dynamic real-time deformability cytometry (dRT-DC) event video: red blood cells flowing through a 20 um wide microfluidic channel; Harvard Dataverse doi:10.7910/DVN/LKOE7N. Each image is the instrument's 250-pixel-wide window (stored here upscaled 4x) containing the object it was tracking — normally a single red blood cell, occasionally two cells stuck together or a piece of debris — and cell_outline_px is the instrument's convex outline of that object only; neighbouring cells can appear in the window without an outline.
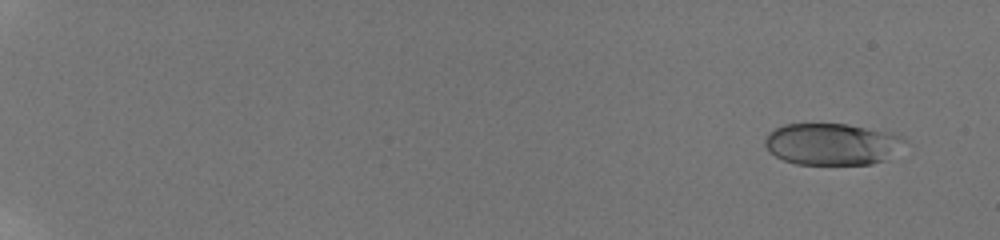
{"species": "human", "species_latin": "Homo sapiens", "temperature_condition": "room temperature", "stored_images_in_passage": 28, "camera_frame_rate_fps": 3000, "um_per_image_px": 0.085, "donor": {"sex": "male"}, "frame": {"image": 1, "passage_image": 3, "time_ms": 1.0, "image_size_px": [1000, 240], "cell_outline_px": [[904, 140], [884, 160], [872, 164], [796, 164], [784, 160], [768, 152], [764, 144], [764, 140], [768, 132], [784, 124], [848, 124], [888, 132], [900, 136]], "centroid_in_image_um": [70.6, 12.24], "position_along_channel_um": 14.4, "area_um2": 33.47}}
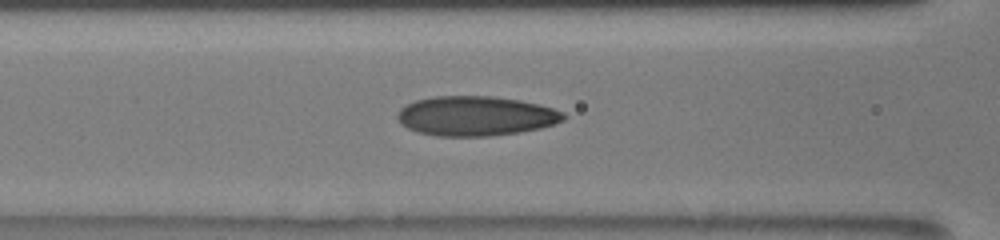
{"frame": {"image": 2, "passage_image": 22, "time_ms": 9.333, "image_size_px": [1000, 240], "cell_outline_px": [[568, 116], [564, 120], [556, 124], [540, 128], [520, 132], [488, 136], [436, 136], [416, 132], [400, 124], [396, 116], [400, 108], [416, 100], [436, 96], [492, 96], [520, 100], [552, 108], [564, 112]], "centroid_in_image_um": [40.44, 9.86], "position_along_channel_um": 126.2, "area_um2": 38.55}}
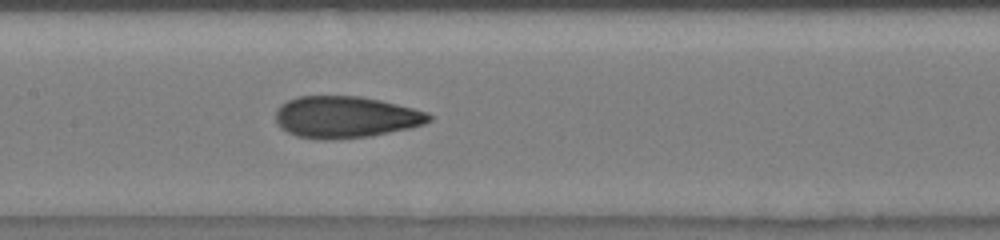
{"frame": {"image": 3, "passage_image": 25, "time_ms": 10.667, "image_size_px": [1000, 240], "cell_outline_px": [[432, 120], [424, 124], [408, 128], [372, 136], [332, 140], [320, 140], [296, 136], [280, 128], [276, 120], [276, 108], [288, 100], [296, 96], [360, 96], [380, 100], [428, 112], [432, 116]], "centroid_in_image_um": [29.35, 9.96], "position_along_channel_um": 178.0, "area_um2": 37.45}}